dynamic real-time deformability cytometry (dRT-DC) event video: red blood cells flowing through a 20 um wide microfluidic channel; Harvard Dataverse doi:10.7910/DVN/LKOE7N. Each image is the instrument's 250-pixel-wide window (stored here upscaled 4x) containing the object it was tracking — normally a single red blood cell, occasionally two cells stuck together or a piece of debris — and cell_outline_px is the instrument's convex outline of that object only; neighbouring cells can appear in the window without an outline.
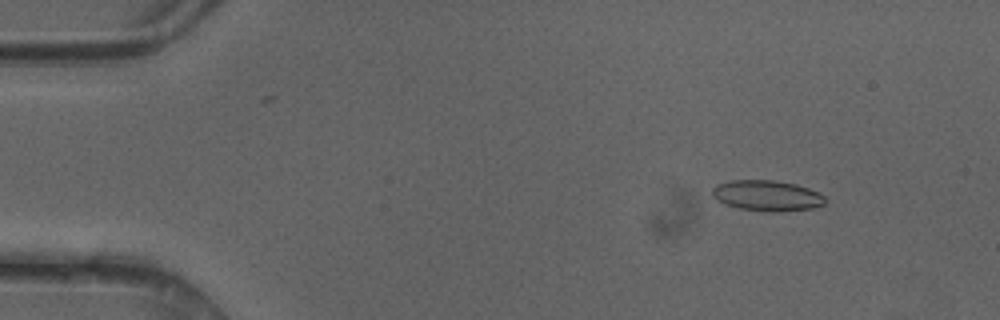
{"species": "common noctule bat (a hibernating species)", "species_latin": "Nyctalus noctula", "temperature_condition": "cold", "stored_images_in_passage": 49, "camera_frame_rate_fps": 3000, "um_per_image_px": 0.085, "animal": {"sex": "female"}, "frame": {"image": 1, "passage_image": 6, "time_ms": 1.667, "image_size_px": [1000, 320], "cell_outline_px": [[824, 204], [812, 208], [772, 212], [768, 212], [740, 208], [724, 204], [712, 196], [712, 188], [716, 184], [732, 180], [772, 180], [796, 184], [808, 188], [824, 196]], "centroid_in_image_um": [65.15, 16.62], "position_along_channel_um": 19.9, "area_um2": 20.0}}
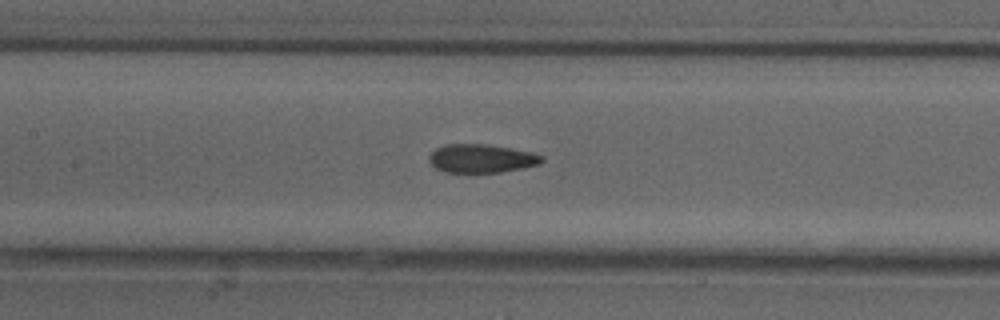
{"frame": {"image": 2, "passage_image": 23, "time_ms": 7.333, "image_size_px": [1000, 320], "cell_outline_px": [[544, 160], [540, 164], [524, 168], [500, 172], [444, 172], [436, 168], [428, 160], [428, 156], [436, 148], [444, 144], [484, 144], [532, 152], [544, 156]], "centroid_in_image_um": [40.93, 13.47], "position_along_channel_um": 166.5, "area_um2": 18.73}}
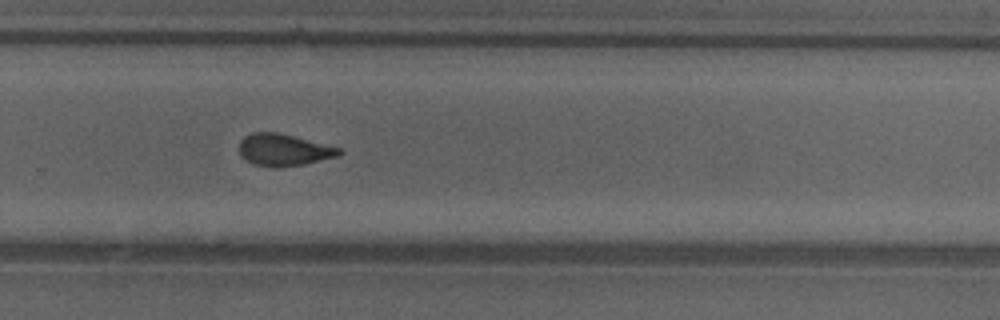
{"frame": {"image": 3, "passage_image": 33, "time_ms": 10.667, "image_size_px": [1000, 320], "cell_outline_px": [[344, 152], [340, 156], [304, 164], [252, 164], [244, 160], [240, 156], [240, 140], [244, 136], [252, 132], [276, 132], [340, 148]], "centroid_in_image_um": [24.11, 12.7], "position_along_channel_um": 305.7, "area_um2": 17.92}, "authors_computed_cell_mechanics": {"area_um2": 19.074, "velocity_mm_per_s": 4.1997, "shape_relaxation_time_tau1_ms": 6.254, "shape_relaxation_time_tau2_ms": 1.7817, "deformation_change_tau1": 0.1726, "deformation_change_tau2": 0.0843}}